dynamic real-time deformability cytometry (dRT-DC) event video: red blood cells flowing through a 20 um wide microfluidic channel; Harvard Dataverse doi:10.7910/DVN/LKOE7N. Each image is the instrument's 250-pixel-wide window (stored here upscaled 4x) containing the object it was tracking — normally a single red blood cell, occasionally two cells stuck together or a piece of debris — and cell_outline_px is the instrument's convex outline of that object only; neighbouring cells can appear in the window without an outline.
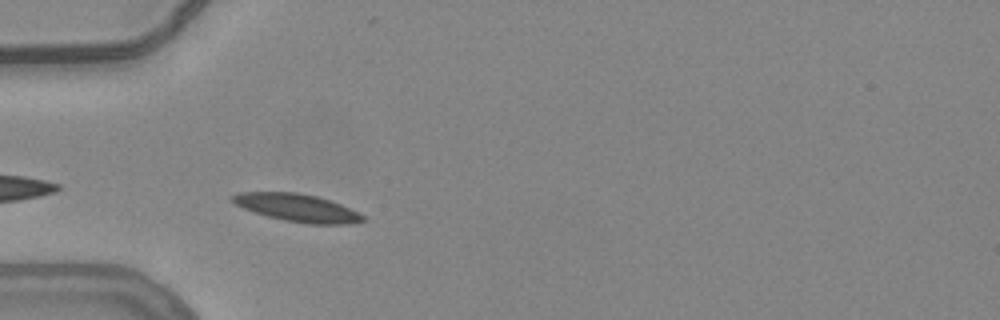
{"species": "common noctule bat (a hibernating species)", "species_latin": "Nyctalus noctula", "temperature_condition": "warm", "stored_images_in_passage": 6, "camera_frame_rate_fps": 3000, "um_per_image_px": 0.085, "animal": {"sex": "female", "body_mass_g": 24.6, "forearm_length_mm": 56.2}, "frame": {"image": 1, "passage_image": 2, "time_ms": 0.333, "image_size_px": [1000, 320], "cell_outline_px": [[368, 220], [348, 224], [304, 224], [284, 220], [268, 216], [244, 208], [236, 204], [232, 200], [232, 196], [240, 192], [296, 192], [316, 196], [340, 204], [364, 216]], "centroid_in_image_um": [25.29, 17.67], "position_along_channel_um": 59.7, "area_um2": 20.75}}